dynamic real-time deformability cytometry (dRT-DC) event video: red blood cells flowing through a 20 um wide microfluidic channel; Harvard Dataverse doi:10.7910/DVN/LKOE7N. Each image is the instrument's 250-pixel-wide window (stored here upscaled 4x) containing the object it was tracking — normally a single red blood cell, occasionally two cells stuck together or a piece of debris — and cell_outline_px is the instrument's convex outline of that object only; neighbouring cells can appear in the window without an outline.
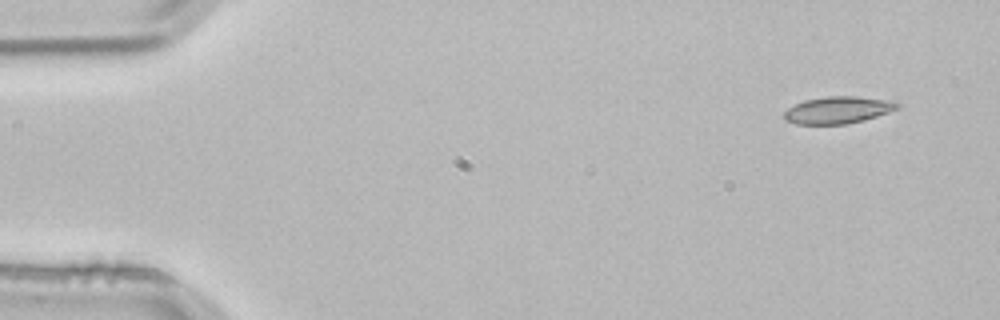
{"species": "common noctule bat (a hibernating species)", "species_latin": "Nyctalus noctula", "temperature_condition": "room temperature", "stored_images_in_passage": 3, "camera_frame_rate_fps": 3000, "um_per_image_px": 0.085, "animal": {"sex": "male", "body_mass_g": 21.5, "forearm_length_mm": 52.0}, "frame": {"image": 1, "passage_image": 1, "time_ms": 0.0, "image_size_px": [1000, 320], "cell_outline_px": [[900, 108], [864, 120], [844, 124], [796, 124], [784, 120], [784, 112], [788, 108], [804, 100], [828, 96], [856, 96], [896, 100], [900, 104]], "centroid_in_image_um": [71.26, 9.34], "position_along_channel_um": 13.7, "area_um2": 17.98}}